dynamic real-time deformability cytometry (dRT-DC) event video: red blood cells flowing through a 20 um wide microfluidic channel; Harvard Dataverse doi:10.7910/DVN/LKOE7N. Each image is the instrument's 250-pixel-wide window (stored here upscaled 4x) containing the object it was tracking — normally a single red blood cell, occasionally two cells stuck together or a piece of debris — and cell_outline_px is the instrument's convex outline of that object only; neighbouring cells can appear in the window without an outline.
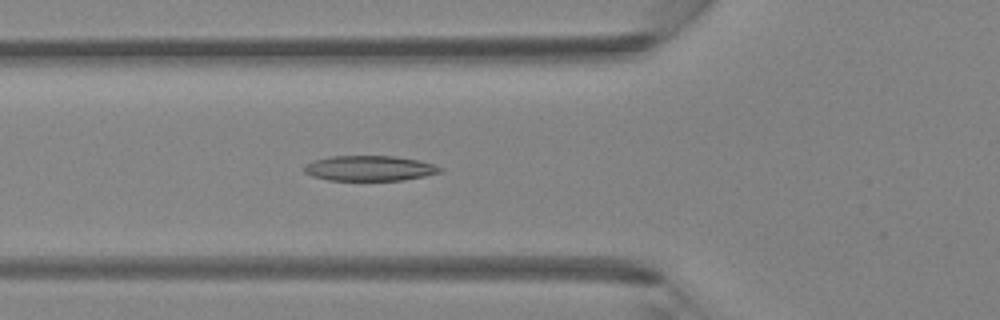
{"species": "Egyptian fruit bat (a non-hibernating species)", "species_latin": "Rousettus aegyptiacus", "temperature_condition": "room temperature", "stored_images_in_passage": 36, "camera_frame_rate_fps": 3000, "um_per_image_px": 0.085, "animal": {"sex": "female"}, "frame": {"image": 1, "passage_image": 6, "time_ms": 1.667, "image_size_px": [1000, 320], "cell_outline_px": [[444, 172], [404, 180], [328, 180], [312, 176], [304, 172], [304, 164], [316, 160], [332, 156], [396, 156], [420, 160], [444, 168]], "centroid_in_image_um": [31.45, 14.3], "position_along_channel_um": 94.3, "area_um2": 20.06}}
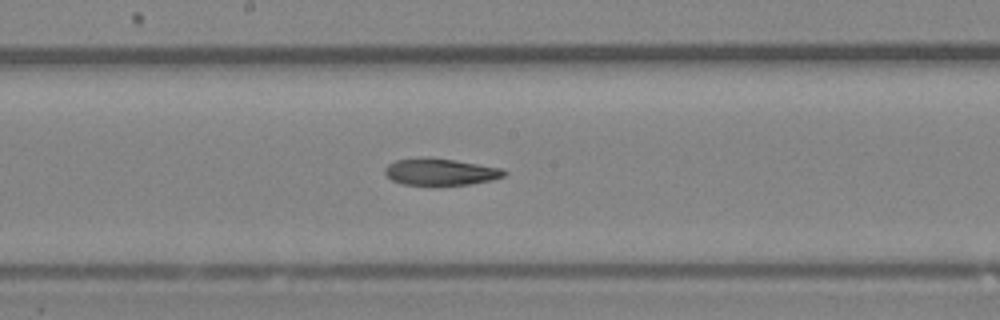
{"frame": {"image": 2, "passage_image": 14, "time_ms": 4.333, "image_size_px": [1000, 320], "cell_outline_px": [[508, 172], [504, 176], [492, 180], [468, 184], [436, 188], [404, 184], [392, 180], [384, 172], [384, 168], [388, 164], [396, 160], [420, 156], [432, 156], [456, 160], [500, 168]], "centroid_in_image_um": [37.39, 14.63], "position_along_channel_um": 210.8, "area_um2": 19.54}}
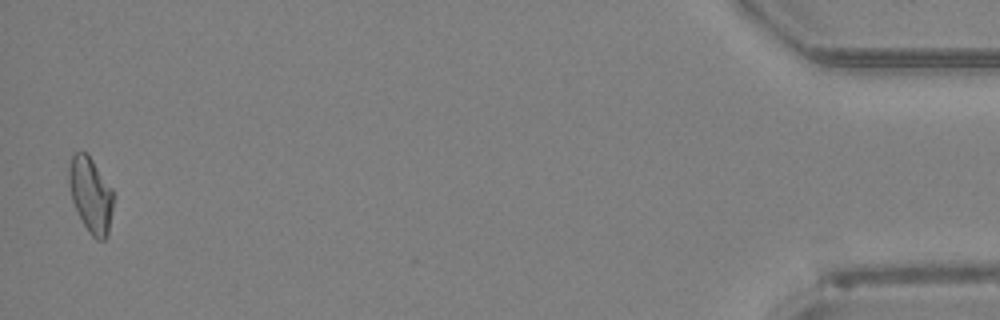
{"frame": {"image": 3, "passage_image": 35, "time_ms": 11.333, "image_size_px": [1000, 320], "cell_outline_px": [[112, 208], [108, 236], [104, 240], [96, 240], [88, 232], [72, 200], [68, 184], [68, 168], [72, 152], [84, 152], [92, 160], [112, 188]], "centroid_in_image_um": [7.69, 16.56], "position_along_channel_um": 427.5, "area_um2": 19.36}, "authors_computed_cell_mechanics": {"area_um2": 19.3341, "velocity_mm_per_s": 4.3718, "shape_relaxation_time_tau1_ms": 8.1127, "shape_relaxation_time_tau2_ms": 6.9363, "deformation_change_tau1": 0.1935, "deformation_change_tau2": 0.1742}}